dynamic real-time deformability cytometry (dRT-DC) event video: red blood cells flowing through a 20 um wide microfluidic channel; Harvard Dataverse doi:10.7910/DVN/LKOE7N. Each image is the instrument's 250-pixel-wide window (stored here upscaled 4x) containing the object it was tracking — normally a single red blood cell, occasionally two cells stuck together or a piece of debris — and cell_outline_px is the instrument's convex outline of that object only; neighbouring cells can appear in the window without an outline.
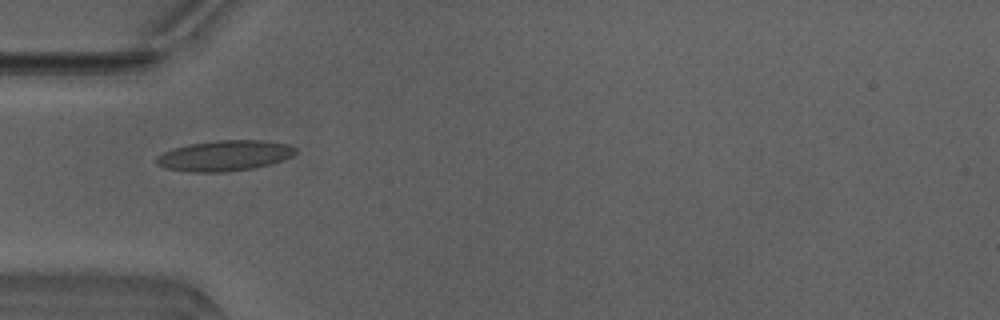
{"species": "Egyptian fruit bat (a non-hibernating species)", "species_latin": "Rousettus aegyptiacus", "temperature_condition": "warm", "stored_images_in_passage": 34, "camera_frame_rate_fps": 3000, "um_per_image_px": 0.085, "animal": {"sex": "male"}, "frame": {"image": 1, "passage_image": 1, "time_ms": 0.0, "image_size_px": [1000, 320], "cell_outline_px": [[296, 152], [292, 156], [284, 160], [272, 164], [252, 168], [220, 172], [192, 172], [164, 168], [156, 164], [156, 156], [172, 148], [188, 144], [216, 140], [264, 140], [288, 144], [296, 148]], "centroid_in_image_um": [19.09, 13.22], "position_along_channel_um": 65.9, "area_um2": 24.91}}
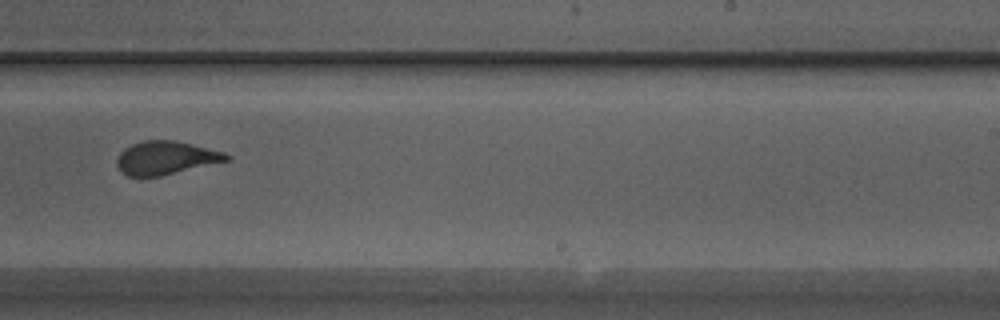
{"frame": {"image": 2, "passage_image": 16, "time_ms": 5.0, "image_size_px": [1000, 320], "cell_outline_px": [[232, 160], [160, 176], [128, 176], [120, 172], [116, 164], [116, 160], [120, 152], [124, 148], [132, 144], [144, 140], [176, 140], [224, 152], [232, 156]], "centroid_in_image_um": [14.1, 13.42], "position_along_channel_um": 274.9, "area_um2": 21.5}}
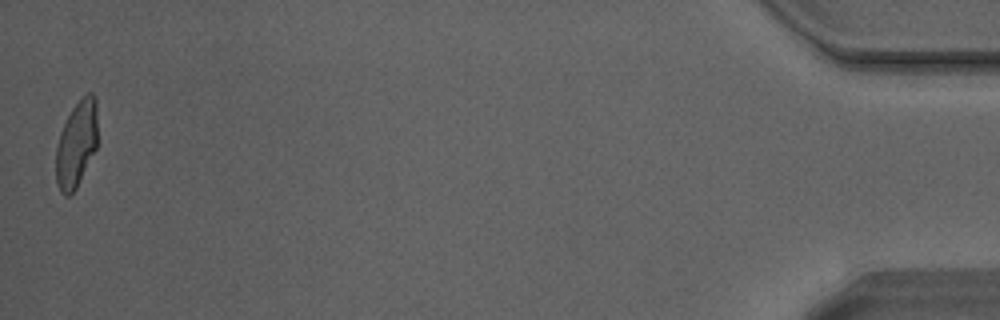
{"frame": {"image": 3, "passage_image": 34, "time_ms": 11.0, "image_size_px": [1000, 320], "cell_outline_px": [[96, 148], [76, 188], [68, 196], [64, 196], [60, 192], [56, 184], [56, 148], [60, 132], [72, 108], [88, 92], [92, 92], [96, 96]], "centroid_in_image_um": [6.48, 12.26], "position_along_channel_um": 428.7, "area_um2": 20.69}, "authors_computed_cell_mechanics": {"area_um2": 21.9351, "velocity_mm_per_s": 4.1884, "shape_relaxation_time_tau1_ms": 8.6605, "shape_relaxation_time_tau2_ms": 0.8272, "deformation_change_tau1": 0.2677, "deformation_change_tau2": 0.0728}}